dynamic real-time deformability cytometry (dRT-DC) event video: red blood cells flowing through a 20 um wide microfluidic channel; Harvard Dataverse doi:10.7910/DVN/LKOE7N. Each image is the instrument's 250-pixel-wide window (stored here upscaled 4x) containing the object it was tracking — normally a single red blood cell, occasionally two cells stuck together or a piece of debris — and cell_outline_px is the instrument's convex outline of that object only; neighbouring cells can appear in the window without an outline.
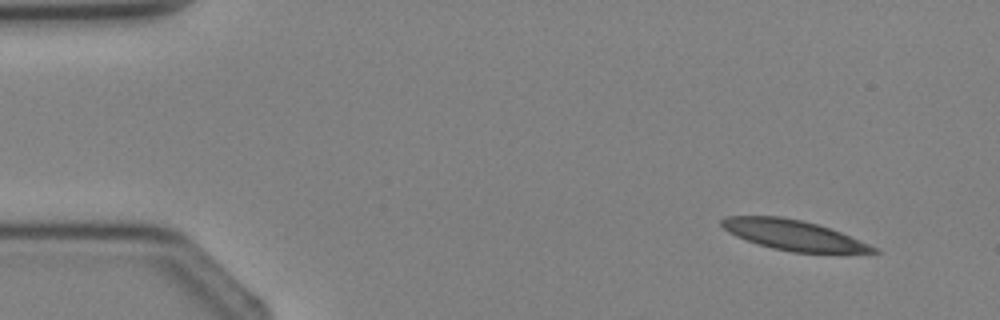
{"species": "Egyptian fruit bat (a non-hibernating species)", "species_latin": "Rousettus aegyptiacus", "temperature_condition": "cold", "stored_images_in_passage": 3, "camera_frame_rate_fps": 3000, "um_per_image_px": 0.085, "animal": {"sex": "female"}, "frame": {"image": 1, "passage_image": 1, "time_ms": 0.0, "image_size_px": [1000, 320], "cell_outline_px": [[880, 252], [792, 252], [772, 248], [736, 236], [728, 232], [720, 224], [720, 220], [724, 216], [780, 216], [800, 220], [816, 224], [840, 232], [860, 240], [876, 248]], "centroid_in_image_um": [67.37, 19.96], "position_along_channel_um": 17.6, "area_um2": 26.07}}